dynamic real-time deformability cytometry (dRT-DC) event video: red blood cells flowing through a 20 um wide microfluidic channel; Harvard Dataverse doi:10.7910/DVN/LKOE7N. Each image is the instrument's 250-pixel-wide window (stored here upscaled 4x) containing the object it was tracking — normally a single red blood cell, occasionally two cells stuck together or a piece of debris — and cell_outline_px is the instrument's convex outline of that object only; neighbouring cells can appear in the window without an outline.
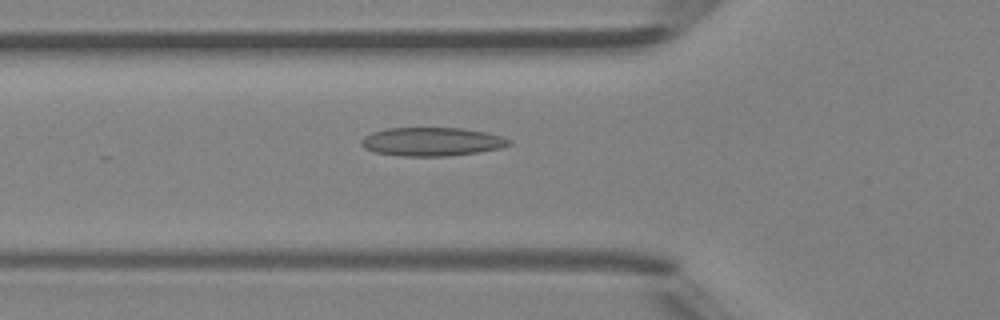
{"species": "Egyptian fruit bat (a non-hibernating species)", "species_latin": "Rousettus aegyptiacus", "temperature_condition": "room temperature", "stored_images_in_passage": 29, "camera_frame_rate_fps": 3000, "um_per_image_px": 0.085, "animal": {"sex": "female"}, "frame": {"image": 1, "passage_image": 3, "time_ms": 0.667, "image_size_px": [1000, 320], "cell_outline_px": [[512, 144], [500, 148], [476, 152], [448, 156], [404, 156], [376, 152], [364, 148], [360, 144], [360, 140], [364, 136], [372, 132], [384, 128], [460, 128], [488, 132], [512, 140]], "centroid_in_image_um": [36.7, 12.03], "position_along_channel_um": 89.1, "area_um2": 24.62}}
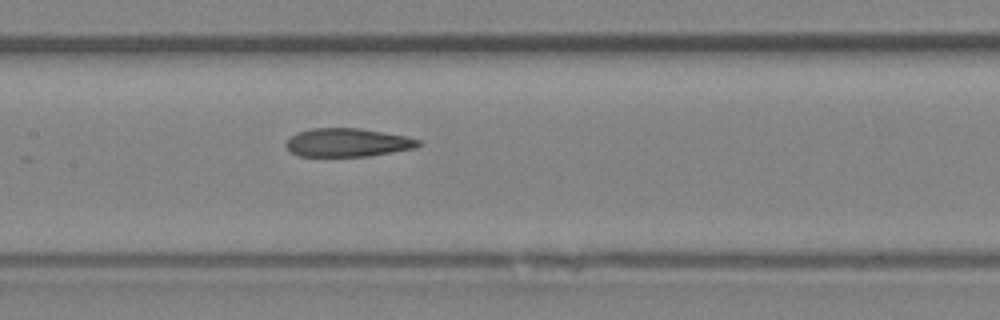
{"frame": {"image": 2, "passage_image": 9, "time_ms": 2.667, "image_size_px": [1000, 320], "cell_outline_px": [[420, 144], [416, 148], [368, 156], [296, 156], [288, 152], [284, 144], [296, 132], [312, 128], [360, 128], [404, 136], [420, 140]], "centroid_in_image_um": [29.48, 12.12], "position_along_channel_um": 177.9, "area_um2": 21.96}}
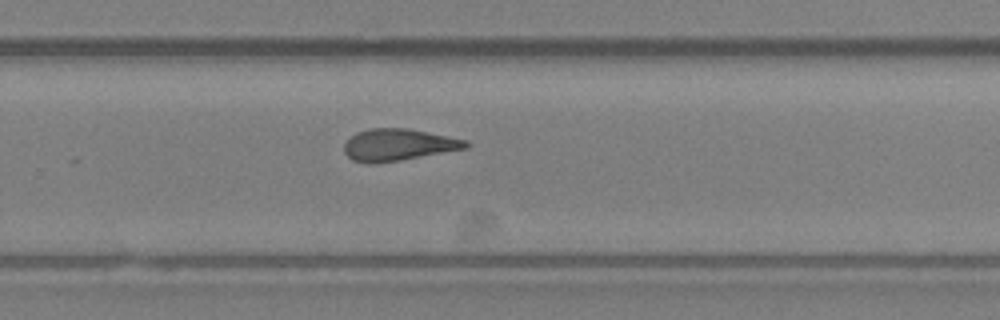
{"frame": {"image": 3, "passage_image": 17, "time_ms": 5.333, "image_size_px": [1000, 320], "cell_outline_px": [[468, 148], [400, 160], [368, 164], [352, 160], [344, 152], [344, 144], [356, 132], [368, 128], [408, 128], [468, 140]], "centroid_in_image_um": [33.84, 12.3], "position_along_channel_um": 296.0, "area_um2": 22.54}, "authors_computed_cell_mechanics": {"area_um2": 22.542, "velocity_mm_per_s": 4.4488, "shape_relaxation_time_tau1_ms": null, "shape_relaxation_time_tau2_ms": 2.5765, "deformation_change_tau1": null, "deformation_change_tau2": 0.1237}}